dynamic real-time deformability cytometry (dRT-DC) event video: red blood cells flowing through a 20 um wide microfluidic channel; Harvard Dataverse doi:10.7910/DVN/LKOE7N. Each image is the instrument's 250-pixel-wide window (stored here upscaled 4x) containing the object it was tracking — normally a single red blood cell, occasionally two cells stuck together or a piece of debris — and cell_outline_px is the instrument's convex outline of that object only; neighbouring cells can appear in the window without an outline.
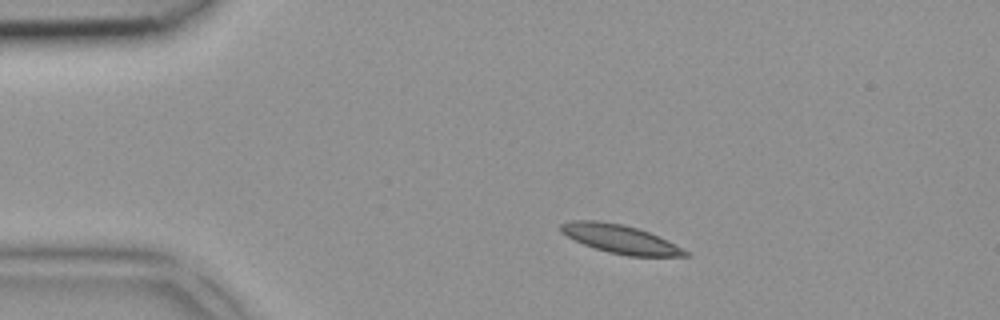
{"species": "common noctule bat (a hibernating species)", "species_latin": "Nyctalus noctula", "temperature_condition": "room temperature", "stored_images_in_passage": 3, "camera_frame_rate_fps": 3000, "um_per_image_px": 0.085, "animal": {"sex": "female", "body_mass_g": 18.4}, "frame": {"image": 1, "passage_image": 1, "time_ms": 0.0, "image_size_px": [1000, 320], "cell_outline_px": [[692, 256], [628, 256], [608, 252], [584, 244], [560, 232], [560, 224], [572, 220], [596, 220], [624, 224], [648, 232], [668, 240], [692, 252]], "centroid_in_image_um": [52.78, 20.32], "position_along_channel_um": 32.2, "area_um2": 20.75}}
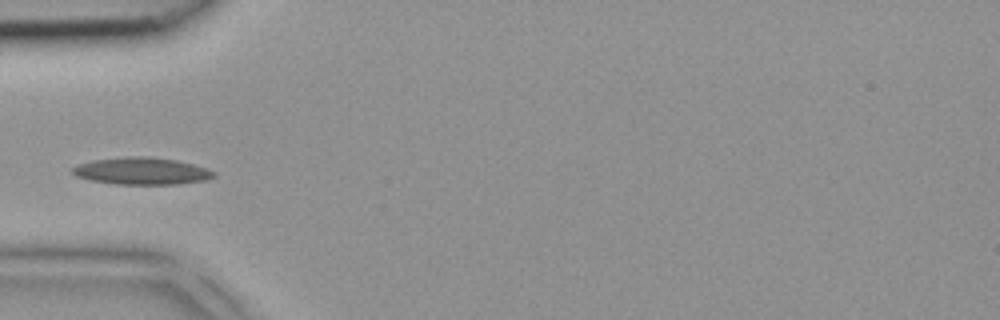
{"frame": {"image": 2, "passage_image": 3, "time_ms": 0.667, "image_size_px": [1000, 320], "cell_outline_px": [[216, 176], [204, 180], [176, 184], [116, 184], [92, 180], [76, 176], [72, 172], [72, 168], [76, 164], [92, 160], [128, 156], [148, 156], [176, 160], [208, 168], [216, 172]], "centroid_in_image_um": [12.04, 14.53], "position_along_channel_um": 73.0, "area_um2": 22.31}}